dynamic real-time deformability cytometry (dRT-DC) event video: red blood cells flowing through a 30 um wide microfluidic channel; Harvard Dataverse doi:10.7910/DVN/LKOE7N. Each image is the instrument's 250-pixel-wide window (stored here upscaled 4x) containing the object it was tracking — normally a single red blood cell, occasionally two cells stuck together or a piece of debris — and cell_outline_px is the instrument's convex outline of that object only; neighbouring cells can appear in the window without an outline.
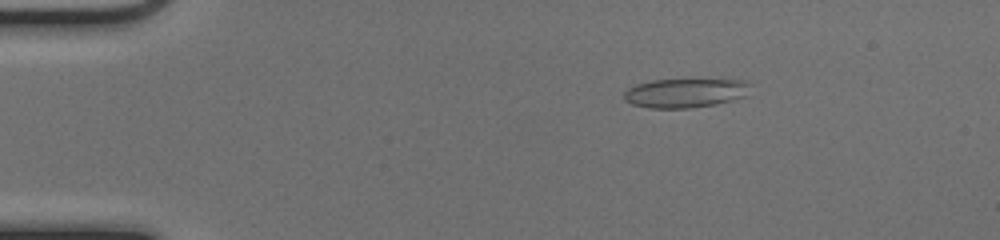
{"species": "common noctule bat (a hibernating species)", "species_latin": "Nyctalus noctula", "temperature_condition": "cold", "stored_images_in_passage": 51, "camera_frame_rate_fps": 3000, "um_per_image_px": 0.085, "animal": {"sex": "female", "body_mass_g": 17.0, "forearm_length_mm": 48.0}, "frame": {"image": 1, "passage_image": 9, "time_ms": 2.667, "image_size_px": [1000, 240], "cell_outline_px": [[752, 84], [748, 96], [716, 104], [688, 108], [648, 108], [632, 104], [624, 100], [624, 92], [628, 88], [636, 84], [652, 80], [744, 80]], "centroid_in_image_um": [58.27, 7.91], "position_along_channel_um": 26.7, "area_um2": 21.56}}
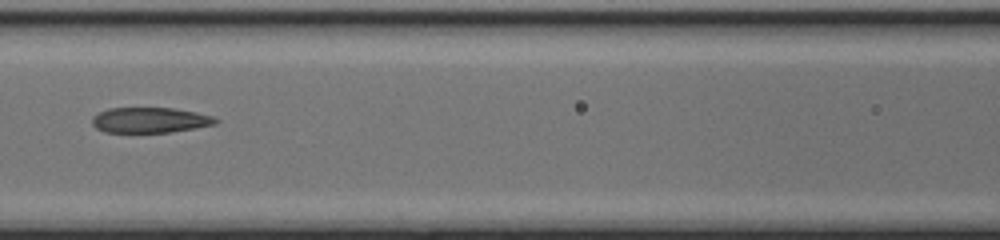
{"frame": {"image": 2, "passage_image": 24, "time_ms": 7.667, "image_size_px": [1000, 240], "cell_outline_px": [[220, 120], [216, 124], [196, 128], [168, 132], [104, 132], [96, 128], [92, 124], [92, 116], [108, 108], [172, 108], [196, 112], [212, 116]], "centroid_in_image_um": [12.75, 10.21], "position_along_channel_um": 153.9, "area_um2": 18.26}}
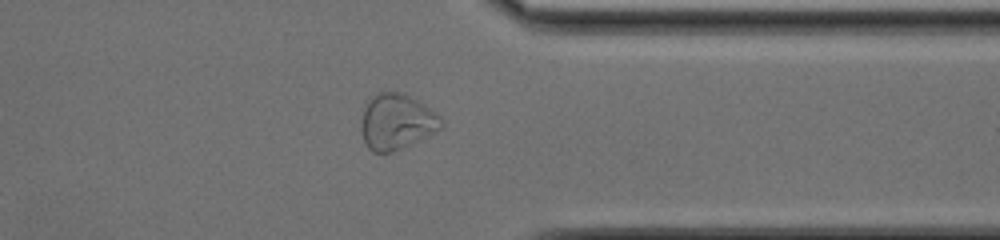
{"frame": {"image": 3, "passage_image": 41, "time_ms": 13.333, "image_size_px": [1000, 240], "cell_outline_px": [[444, 124], [436, 132], [404, 148], [392, 152], [372, 152], [368, 148], [364, 140], [360, 128], [360, 120], [364, 104], [372, 96], [380, 92], [404, 92], [424, 104], [436, 112], [440, 116]], "centroid_in_image_um": [33.7, 10.34], "position_along_channel_um": 377.7, "area_um2": 26.41}, "authors_computed_cell_mechanics": {"area_um2": 21.2126, "velocity_mm_per_s": 4.0302, "shape_relaxation_time_tau1_ms": null, "shape_relaxation_time_tau2_ms": 2.3826, "deformation_change_tau1": null, "deformation_change_tau2": 0.1012}}